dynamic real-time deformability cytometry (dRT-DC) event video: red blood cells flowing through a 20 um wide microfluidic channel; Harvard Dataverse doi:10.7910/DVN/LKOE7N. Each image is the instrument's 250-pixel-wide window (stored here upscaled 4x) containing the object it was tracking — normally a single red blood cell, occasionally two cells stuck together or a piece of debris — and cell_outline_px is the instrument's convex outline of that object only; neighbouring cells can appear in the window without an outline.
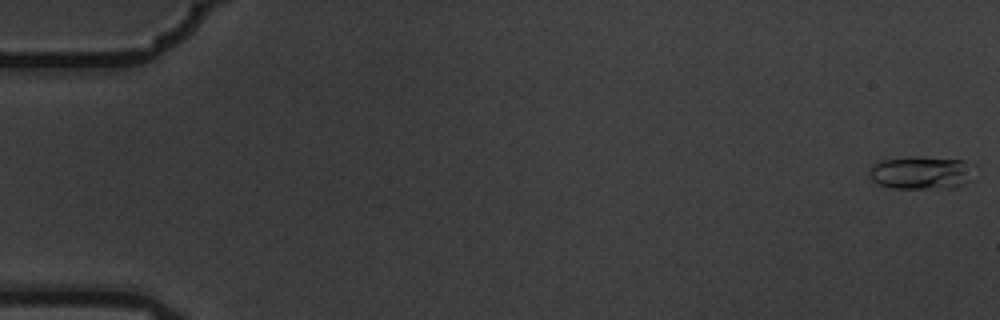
{"species": "common noctule bat (a hibernating species)", "species_latin": "Nyctalus noctula", "temperature_condition": "warm", "stored_images_in_passage": 6, "camera_frame_rate_fps": 3000, "um_per_image_px": 0.085, "animal": {"sex": "male", "body_mass_g": 19.5, "forearm_length_mm": 54.6}, "frame": {"image": 1, "passage_image": 1, "time_ms": 0.0, "image_size_px": [1000, 320], "cell_outline_px": [[976, 164], [972, 180], [964, 184], [952, 188], [892, 188], [880, 184], [872, 180], [868, 176], [868, 172], [872, 164], [880, 160], [908, 156], [912, 156], [964, 160]], "centroid_in_image_um": [78.35, 14.66], "position_along_channel_um": 6.7, "area_um2": 20.81}}